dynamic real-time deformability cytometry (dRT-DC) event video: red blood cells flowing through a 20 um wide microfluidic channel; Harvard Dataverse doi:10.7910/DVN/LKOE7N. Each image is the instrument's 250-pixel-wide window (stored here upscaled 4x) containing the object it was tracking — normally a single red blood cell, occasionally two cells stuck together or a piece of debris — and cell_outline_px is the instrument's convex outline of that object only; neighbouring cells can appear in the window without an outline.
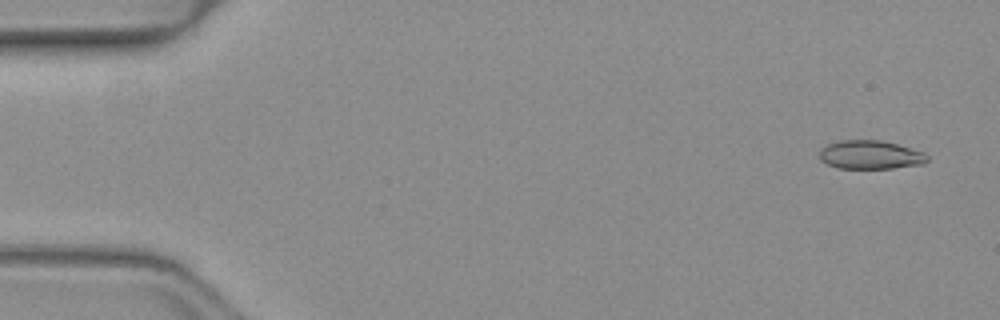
{"species": "common noctule bat (a hibernating species)", "species_latin": "Nyctalus noctula", "temperature_condition": "warm", "stored_images_in_passage": 16, "camera_frame_rate_fps": 3000, "um_per_image_px": 0.085, "animal": {"sex": "female", "body_mass_g": 19.3, "forearm_length_mm": 54.1}, "frame": {"image": 1, "passage_image": 3, "time_ms": 0.667, "image_size_px": [1000, 320], "cell_outline_px": [[928, 160], [924, 164], [892, 168], [840, 168], [828, 164], [820, 160], [820, 148], [828, 144], [840, 140], [880, 140], [896, 144], [924, 152], [928, 156]], "centroid_in_image_um": [73.98, 13.15], "position_along_channel_um": 11.0, "area_um2": 17.92}}
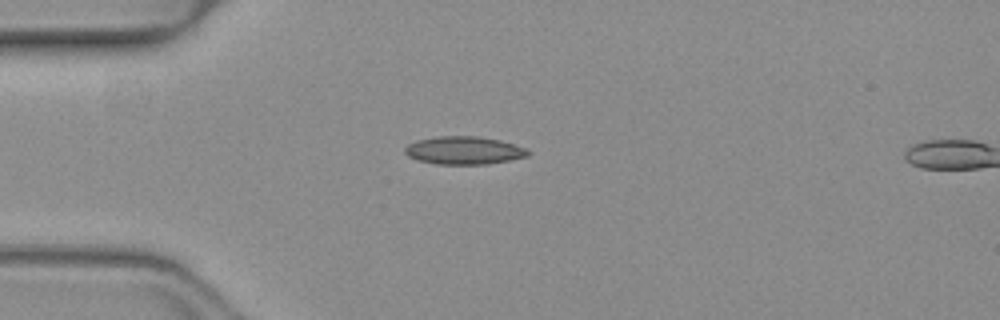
{"frame": {"image": 2, "passage_image": 14, "time_ms": 4.333, "image_size_px": [1000, 320], "cell_outline_px": [[532, 152], [528, 156], [488, 164], [436, 164], [416, 160], [408, 156], [404, 152], [404, 148], [408, 144], [416, 140], [440, 136], [480, 136], [500, 140], [528, 148]], "centroid_in_image_um": [39.45, 12.78], "position_along_channel_um": 45.6, "area_um2": 20.23}}